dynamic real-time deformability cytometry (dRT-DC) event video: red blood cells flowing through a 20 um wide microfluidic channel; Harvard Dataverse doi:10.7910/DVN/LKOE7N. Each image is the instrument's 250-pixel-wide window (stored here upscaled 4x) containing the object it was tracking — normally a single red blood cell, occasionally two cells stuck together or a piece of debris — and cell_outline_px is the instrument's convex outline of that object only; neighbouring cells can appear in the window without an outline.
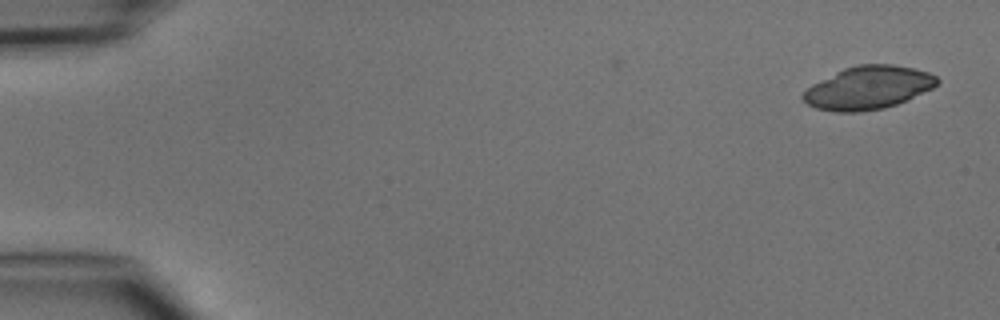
{"species": "common noctule bat (a hibernating species)", "species_latin": "Nyctalus noctula", "temperature_condition": "cold", "stored_images_in_passage": 5, "camera_frame_rate_fps": 3000, "um_per_image_px": 0.085, "animal": {"sex": "male", "body_mass_g": 15.6}, "frame": {"image": 1, "passage_image": 1, "time_ms": 0.0, "image_size_px": [1000, 320], "cell_outline_px": [[940, 80], [932, 88], [908, 100], [884, 108], [856, 112], [836, 112], [816, 108], [808, 104], [800, 96], [812, 84], [844, 68], [856, 64], [892, 64], [912, 68], [928, 72], [936, 76]], "centroid_in_image_um": [73.79, 7.45], "position_along_channel_um": 11.2, "area_um2": 33.52}}